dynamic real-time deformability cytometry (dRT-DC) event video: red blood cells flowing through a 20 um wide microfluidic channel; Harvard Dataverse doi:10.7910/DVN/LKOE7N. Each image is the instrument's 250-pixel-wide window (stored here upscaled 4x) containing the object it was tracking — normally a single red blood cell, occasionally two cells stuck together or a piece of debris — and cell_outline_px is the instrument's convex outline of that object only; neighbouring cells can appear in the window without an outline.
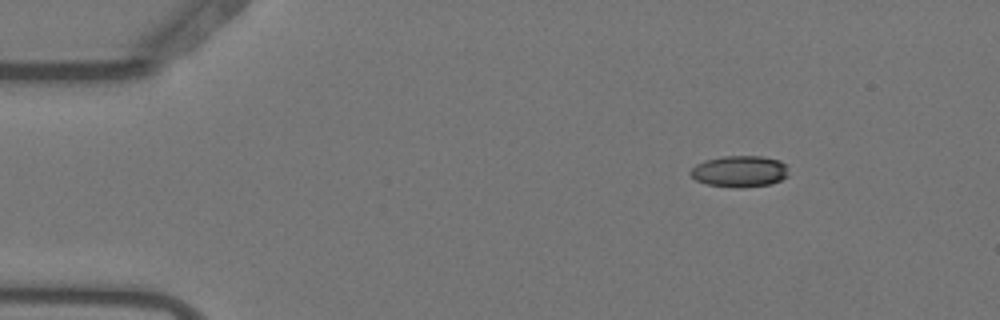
{"species": "Egyptian fruit bat (a non-hibernating species)", "species_latin": "Rousettus aegyptiacus", "temperature_condition": "warm", "stored_images_in_passage": 38, "camera_frame_rate_fps": 3000, "um_per_image_px": 0.085, "animal": {"sex": "female"}, "frame": {"image": 1, "passage_image": 1, "time_ms": 0.0, "image_size_px": [1000, 320], "cell_outline_px": [[788, 176], [772, 184], [740, 188], [736, 188], [708, 184], [696, 180], [688, 172], [696, 164], [704, 160], [720, 156], [760, 156], [780, 160], [784, 164]], "centroid_in_image_um": [62.84, 14.56], "position_along_channel_um": 22.2, "area_um2": 17.98}}
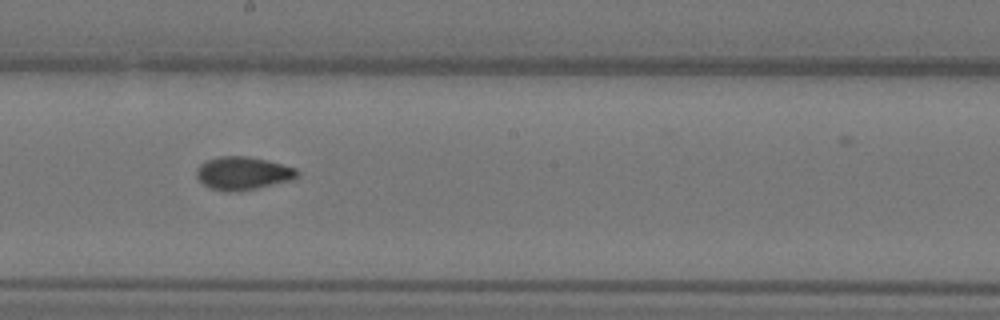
{"frame": {"image": 2, "passage_image": 24, "time_ms": 7.667, "image_size_px": [1000, 320], "cell_outline_px": [[300, 176], [296, 180], [256, 188], [228, 192], [212, 188], [204, 184], [196, 176], [196, 168], [200, 164], [208, 160], [220, 156], [248, 156], [296, 168], [300, 172]], "centroid_in_image_um": [20.69, 14.73], "position_along_channel_um": 227.5, "area_um2": 19.36}}
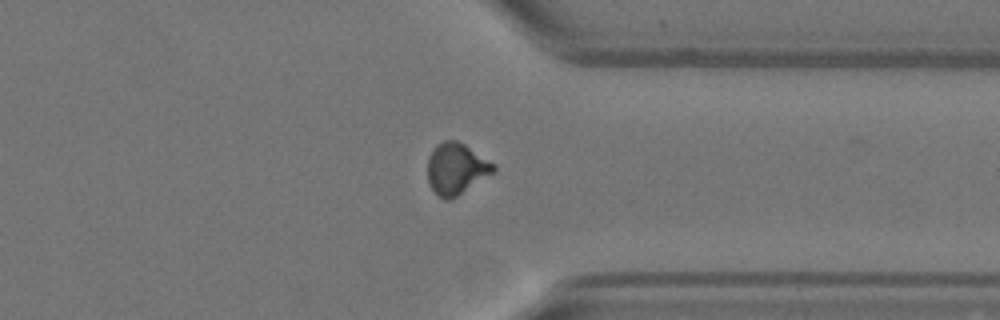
{"frame": {"image": 3, "passage_image": 36, "time_ms": 11.667, "image_size_px": [1000, 320], "cell_outline_px": [[496, 168], [492, 172], [456, 196], [448, 200], [444, 200], [432, 188], [428, 180], [428, 156], [432, 148], [436, 144], [444, 140], [456, 140], [464, 144], [496, 164]], "centroid_in_image_um": [38.75, 14.3], "position_along_channel_um": 372.7, "area_um2": 19.36}}